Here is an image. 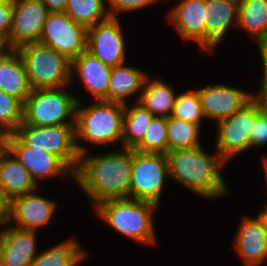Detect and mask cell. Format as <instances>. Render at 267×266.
I'll list each match as a JSON object with an SVG mask.
<instances>
[{
    "label": "cell",
    "mask_w": 267,
    "mask_h": 266,
    "mask_svg": "<svg viewBox=\"0 0 267 266\" xmlns=\"http://www.w3.org/2000/svg\"><path fill=\"white\" fill-rule=\"evenodd\" d=\"M132 149L123 148L103 155H80L74 181L94 205L119 198H129Z\"/></svg>",
    "instance_id": "obj_1"
},
{
    "label": "cell",
    "mask_w": 267,
    "mask_h": 266,
    "mask_svg": "<svg viewBox=\"0 0 267 266\" xmlns=\"http://www.w3.org/2000/svg\"><path fill=\"white\" fill-rule=\"evenodd\" d=\"M169 178L204 198L226 196L227 184L220 173L226 161L216 152L207 154L202 145L169 151L167 154Z\"/></svg>",
    "instance_id": "obj_2"
},
{
    "label": "cell",
    "mask_w": 267,
    "mask_h": 266,
    "mask_svg": "<svg viewBox=\"0 0 267 266\" xmlns=\"http://www.w3.org/2000/svg\"><path fill=\"white\" fill-rule=\"evenodd\" d=\"M124 104L97 100L83 107L78 101L75 116V144L79 155L87 152L80 139L90 144L107 145L121 141L123 133ZM79 140V141H78Z\"/></svg>",
    "instance_id": "obj_3"
},
{
    "label": "cell",
    "mask_w": 267,
    "mask_h": 266,
    "mask_svg": "<svg viewBox=\"0 0 267 266\" xmlns=\"http://www.w3.org/2000/svg\"><path fill=\"white\" fill-rule=\"evenodd\" d=\"M98 216L114 230L143 244H155L153 215L158 205L132 198L105 200L95 207Z\"/></svg>",
    "instance_id": "obj_4"
},
{
    "label": "cell",
    "mask_w": 267,
    "mask_h": 266,
    "mask_svg": "<svg viewBox=\"0 0 267 266\" xmlns=\"http://www.w3.org/2000/svg\"><path fill=\"white\" fill-rule=\"evenodd\" d=\"M66 87L32 90L23 103L21 125H75L76 107L80 98L68 93Z\"/></svg>",
    "instance_id": "obj_5"
},
{
    "label": "cell",
    "mask_w": 267,
    "mask_h": 266,
    "mask_svg": "<svg viewBox=\"0 0 267 266\" xmlns=\"http://www.w3.org/2000/svg\"><path fill=\"white\" fill-rule=\"evenodd\" d=\"M26 69L32 90L62 88L71 83V62L53 48L28 43L16 49Z\"/></svg>",
    "instance_id": "obj_6"
},
{
    "label": "cell",
    "mask_w": 267,
    "mask_h": 266,
    "mask_svg": "<svg viewBox=\"0 0 267 266\" xmlns=\"http://www.w3.org/2000/svg\"><path fill=\"white\" fill-rule=\"evenodd\" d=\"M166 177L169 178V168L165 154L132 149L129 198L159 205Z\"/></svg>",
    "instance_id": "obj_7"
},
{
    "label": "cell",
    "mask_w": 267,
    "mask_h": 266,
    "mask_svg": "<svg viewBox=\"0 0 267 266\" xmlns=\"http://www.w3.org/2000/svg\"><path fill=\"white\" fill-rule=\"evenodd\" d=\"M74 126L20 125L14 134L26 146L44 149L59 157L75 173L80 155L76 149Z\"/></svg>",
    "instance_id": "obj_8"
},
{
    "label": "cell",
    "mask_w": 267,
    "mask_h": 266,
    "mask_svg": "<svg viewBox=\"0 0 267 266\" xmlns=\"http://www.w3.org/2000/svg\"><path fill=\"white\" fill-rule=\"evenodd\" d=\"M39 43L53 48L71 62L87 50V28L65 12H50Z\"/></svg>",
    "instance_id": "obj_9"
},
{
    "label": "cell",
    "mask_w": 267,
    "mask_h": 266,
    "mask_svg": "<svg viewBox=\"0 0 267 266\" xmlns=\"http://www.w3.org/2000/svg\"><path fill=\"white\" fill-rule=\"evenodd\" d=\"M255 119V97L231 116L220 120L216 152L227 162L250 148V131Z\"/></svg>",
    "instance_id": "obj_10"
},
{
    "label": "cell",
    "mask_w": 267,
    "mask_h": 266,
    "mask_svg": "<svg viewBox=\"0 0 267 266\" xmlns=\"http://www.w3.org/2000/svg\"><path fill=\"white\" fill-rule=\"evenodd\" d=\"M0 142L28 170L36 184L38 180L62 175L74 179V172L57 156L34 147L26 146L14 133L4 136Z\"/></svg>",
    "instance_id": "obj_11"
},
{
    "label": "cell",
    "mask_w": 267,
    "mask_h": 266,
    "mask_svg": "<svg viewBox=\"0 0 267 266\" xmlns=\"http://www.w3.org/2000/svg\"><path fill=\"white\" fill-rule=\"evenodd\" d=\"M118 18L109 17L87 28V51L110 67L124 64L126 57V44Z\"/></svg>",
    "instance_id": "obj_12"
},
{
    "label": "cell",
    "mask_w": 267,
    "mask_h": 266,
    "mask_svg": "<svg viewBox=\"0 0 267 266\" xmlns=\"http://www.w3.org/2000/svg\"><path fill=\"white\" fill-rule=\"evenodd\" d=\"M49 13L47 6L40 0H14L9 49L39 43Z\"/></svg>",
    "instance_id": "obj_13"
},
{
    "label": "cell",
    "mask_w": 267,
    "mask_h": 266,
    "mask_svg": "<svg viewBox=\"0 0 267 266\" xmlns=\"http://www.w3.org/2000/svg\"><path fill=\"white\" fill-rule=\"evenodd\" d=\"M56 207L54 201L38 195L35 189L10 200L9 218L5 225L13 220L17 228L36 231L50 223Z\"/></svg>",
    "instance_id": "obj_14"
},
{
    "label": "cell",
    "mask_w": 267,
    "mask_h": 266,
    "mask_svg": "<svg viewBox=\"0 0 267 266\" xmlns=\"http://www.w3.org/2000/svg\"><path fill=\"white\" fill-rule=\"evenodd\" d=\"M197 92L204 117L214 119L216 122L231 116L254 97V93L225 84L206 85L197 89Z\"/></svg>",
    "instance_id": "obj_15"
},
{
    "label": "cell",
    "mask_w": 267,
    "mask_h": 266,
    "mask_svg": "<svg viewBox=\"0 0 267 266\" xmlns=\"http://www.w3.org/2000/svg\"><path fill=\"white\" fill-rule=\"evenodd\" d=\"M10 226L0 230V266H31L39 253L37 231Z\"/></svg>",
    "instance_id": "obj_16"
},
{
    "label": "cell",
    "mask_w": 267,
    "mask_h": 266,
    "mask_svg": "<svg viewBox=\"0 0 267 266\" xmlns=\"http://www.w3.org/2000/svg\"><path fill=\"white\" fill-rule=\"evenodd\" d=\"M111 68L86 50L71 61V82L77 74L88 93L96 100L108 102Z\"/></svg>",
    "instance_id": "obj_17"
},
{
    "label": "cell",
    "mask_w": 267,
    "mask_h": 266,
    "mask_svg": "<svg viewBox=\"0 0 267 266\" xmlns=\"http://www.w3.org/2000/svg\"><path fill=\"white\" fill-rule=\"evenodd\" d=\"M234 249L245 266H260L267 259V230L255 217H244L236 238Z\"/></svg>",
    "instance_id": "obj_18"
},
{
    "label": "cell",
    "mask_w": 267,
    "mask_h": 266,
    "mask_svg": "<svg viewBox=\"0 0 267 266\" xmlns=\"http://www.w3.org/2000/svg\"><path fill=\"white\" fill-rule=\"evenodd\" d=\"M205 50L214 49L226 36L227 31L237 25L239 2L236 0H205Z\"/></svg>",
    "instance_id": "obj_19"
},
{
    "label": "cell",
    "mask_w": 267,
    "mask_h": 266,
    "mask_svg": "<svg viewBox=\"0 0 267 266\" xmlns=\"http://www.w3.org/2000/svg\"><path fill=\"white\" fill-rule=\"evenodd\" d=\"M169 15L181 38L196 41L205 51V0H181Z\"/></svg>",
    "instance_id": "obj_20"
},
{
    "label": "cell",
    "mask_w": 267,
    "mask_h": 266,
    "mask_svg": "<svg viewBox=\"0 0 267 266\" xmlns=\"http://www.w3.org/2000/svg\"><path fill=\"white\" fill-rule=\"evenodd\" d=\"M0 185L10 200L38 188L28 170L1 142Z\"/></svg>",
    "instance_id": "obj_21"
},
{
    "label": "cell",
    "mask_w": 267,
    "mask_h": 266,
    "mask_svg": "<svg viewBox=\"0 0 267 266\" xmlns=\"http://www.w3.org/2000/svg\"><path fill=\"white\" fill-rule=\"evenodd\" d=\"M0 89L22 103L32 91L24 62L16 49H6L0 54Z\"/></svg>",
    "instance_id": "obj_22"
},
{
    "label": "cell",
    "mask_w": 267,
    "mask_h": 266,
    "mask_svg": "<svg viewBox=\"0 0 267 266\" xmlns=\"http://www.w3.org/2000/svg\"><path fill=\"white\" fill-rule=\"evenodd\" d=\"M176 95L168 83L159 78L150 79L147 75L136 102L149 110L153 116L168 118L172 114Z\"/></svg>",
    "instance_id": "obj_23"
},
{
    "label": "cell",
    "mask_w": 267,
    "mask_h": 266,
    "mask_svg": "<svg viewBox=\"0 0 267 266\" xmlns=\"http://www.w3.org/2000/svg\"><path fill=\"white\" fill-rule=\"evenodd\" d=\"M147 74L144 71L124 64L111 68L108 88V102L127 104V98L142 91Z\"/></svg>",
    "instance_id": "obj_24"
},
{
    "label": "cell",
    "mask_w": 267,
    "mask_h": 266,
    "mask_svg": "<svg viewBox=\"0 0 267 266\" xmlns=\"http://www.w3.org/2000/svg\"><path fill=\"white\" fill-rule=\"evenodd\" d=\"M237 26L254 37L258 48L267 45V0H241Z\"/></svg>",
    "instance_id": "obj_25"
},
{
    "label": "cell",
    "mask_w": 267,
    "mask_h": 266,
    "mask_svg": "<svg viewBox=\"0 0 267 266\" xmlns=\"http://www.w3.org/2000/svg\"><path fill=\"white\" fill-rule=\"evenodd\" d=\"M153 114L140 103L124 105L122 148L133 149L144 137Z\"/></svg>",
    "instance_id": "obj_26"
},
{
    "label": "cell",
    "mask_w": 267,
    "mask_h": 266,
    "mask_svg": "<svg viewBox=\"0 0 267 266\" xmlns=\"http://www.w3.org/2000/svg\"><path fill=\"white\" fill-rule=\"evenodd\" d=\"M80 247L71 237L38 253L31 266H78L87 255Z\"/></svg>",
    "instance_id": "obj_27"
},
{
    "label": "cell",
    "mask_w": 267,
    "mask_h": 266,
    "mask_svg": "<svg viewBox=\"0 0 267 266\" xmlns=\"http://www.w3.org/2000/svg\"><path fill=\"white\" fill-rule=\"evenodd\" d=\"M105 0H67L66 14L86 28L110 17Z\"/></svg>",
    "instance_id": "obj_28"
},
{
    "label": "cell",
    "mask_w": 267,
    "mask_h": 266,
    "mask_svg": "<svg viewBox=\"0 0 267 266\" xmlns=\"http://www.w3.org/2000/svg\"><path fill=\"white\" fill-rule=\"evenodd\" d=\"M197 124L189 123L173 116L167 118L168 152L200 146Z\"/></svg>",
    "instance_id": "obj_29"
},
{
    "label": "cell",
    "mask_w": 267,
    "mask_h": 266,
    "mask_svg": "<svg viewBox=\"0 0 267 266\" xmlns=\"http://www.w3.org/2000/svg\"><path fill=\"white\" fill-rule=\"evenodd\" d=\"M144 153H168L167 118L154 116L142 140L133 148Z\"/></svg>",
    "instance_id": "obj_30"
},
{
    "label": "cell",
    "mask_w": 267,
    "mask_h": 266,
    "mask_svg": "<svg viewBox=\"0 0 267 266\" xmlns=\"http://www.w3.org/2000/svg\"><path fill=\"white\" fill-rule=\"evenodd\" d=\"M23 122V103L0 89V140Z\"/></svg>",
    "instance_id": "obj_31"
},
{
    "label": "cell",
    "mask_w": 267,
    "mask_h": 266,
    "mask_svg": "<svg viewBox=\"0 0 267 266\" xmlns=\"http://www.w3.org/2000/svg\"><path fill=\"white\" fill-rule=\"evenodd\" d=\"M171 116L197 124L201 128L204 115L197 90L184 91L177 95Z\"/></svg>",
    "instance_id": "obj_32"
},
{
    "label": "cell",
    "mask_w": 267,
    "mask_h": 266,
    "mask_svg": "<svg viewBox=\"0 0 267 266\" xmlns=\"http://www.w3.org/2000/svg\"><path fill=\"white\" fill-rule=\"evenodd\" d=\"M267 145V107L255 97V119L250 131V147Z\"/></svg>",
    "instance_id": "obj_33"
},
{
    "label": "cell",
    "mask_w": 267,
    "mask_h": 266,
    "mask_svg": "<svg viewBox=\"0 0 267 266\" xmlns=\"http://www.w3.org/2000/svg\"><path fill=\"white\" fill-rule=\"evenodd\" d=\"M14 0H0V38L9 49V37L13 23Z\"/></svg>",
    "instance_id": "obj_34"
},
{
    "label": "cell",
    "mask_w": 267,
    "mask_h": 266,
    "mask_svg": "<svg viewBox=\"0 0 267 266\" xmlns=\"http://www.w3.org/2000/svg\"><path fill=\"white\" fill-rule=\"evenodd\" d=\"M105 2L111 5V9L107 10L110 17H118V12H134L156 3L155 0H105Z\"/></svg>",
    "instance_id": "obj_35"
},
{
    "label": "cell",
    "mask_w": 267,
    "mask_h": 266,
    "mask_svg": "<svg viewBox=\"0 0 267 266\" xmlns=\"http://www.w3.org/2000/svg\"><path fill=\"white\" fill-rule=\"evenodd\" d=\"M258 49L262 59L263 77L261 79L262 80L261 89L259 90V93L257 95L254 94V97L260 100L261 103L267 107V45L262 46Z\"/></svg>",
    "instance_id": "obj_36"
},
{
    "label": "cell",
    "mask_w": 267,
    "mask_h": 266,
    "mask_svg": "<svg viewBox=\"0 0 267 266\" xmlns=\"http://www.w3.org/2000/svg\"><path fill=\"white\" fill-rule=\"evenodd\" d=\"M10 212V199L5 195L0 185V228L7 223Z\"/></svg>",
    "instance_id": "obj_37"
},
{
    "label": "cell",
    "mask_w": 267,
    "mask_h": 266,
    "mask_svg": "<svg viewBox=\"0 0 267 266\" xmlns=\"http://www.w3.org/2000/svg\"><path fill=\"white\" fill-rule=\"evenodd\" d=\"M48 8L49 12H66L67 0H40Z\"/></svg>",
    "instance_id": "obj_38"
},
{
    "label": "cell",
    "mask_w": 267,
    "mask_h": 266,
    "mask_svg": "<svg viewBox=\"0 0 267 266\" xmlns=\"http://www.w3.org/2000/svg\"><path fill=\"white\" fill-rule=\"evenodd\" d=\"M263 206V209L258 213L257 218L262 223V226L267 230V204Z\"/></svg>",
    "instance_id": "obj_39"
},
{
    "label": "cell",
    "mask_w": 267,
    "mask_h": 266,
    "mask_svg": "<svg viewBox=\"0 0 267 266\" xmlns=\"http://www.w3.org/2000/svg\"><path fill=\"white\" fill-rule=\"evenodd\" d=\"M263 162V167H264V171H265V177H266V184H267V158H263V160H262ZM267 186V185H266Z\"/></svg>",
    "instance_id": "obj_40"
},
{
    "label": "cell",
    "mask_w": 267,
    "mask_h": 266,
    "mask_svg": "<svg viewBox=\"0 0 267 266\" xmlns=\"http://www.w3.org/2000/svg\"><path fill=\"white\" fill-rule=\"evenodd\" d=\"M7 49L5 42L0 38V54Z\"/></svg>",
    "instance_id": "obj_41"
}]
</instances>
